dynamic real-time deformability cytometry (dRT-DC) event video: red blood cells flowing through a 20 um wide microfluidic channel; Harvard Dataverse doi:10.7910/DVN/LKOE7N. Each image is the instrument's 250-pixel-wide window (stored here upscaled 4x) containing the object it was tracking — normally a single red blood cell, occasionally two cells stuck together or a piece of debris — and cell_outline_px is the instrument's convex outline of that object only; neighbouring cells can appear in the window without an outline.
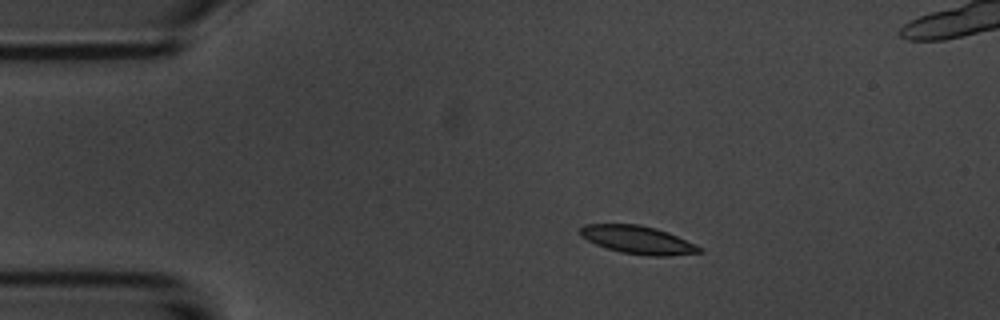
{"species": "common noctule bat (a hibernating species)", "species_latin": "Nyctalus noctula", "temperature_condition": "room temperature", "stored_images_in_passage": 8, "camera_frame_rate_fps": 3000, "um_per_image_px": 0.085, "animal": {"sex": "male", "body_mass_g": 20.1, "forearm_length_mm": 53.5}, "frame": {"image": 1, "passage_image": 4, "time_ms": 3.333, "image_size_px": [1000, 320], "cell_outline_px": [[704, 252], [668, 256], [648, 256], [624, 252], [608, 248], [596, 244], [580, 236], [580, 228], [584, 224], [640, 224], [656, 228], [668, 232], [696, 244], [704, 248]], "centroid_in_image_um": [54.27, 20.38], "position_along_channel_um": 30.7, "area_um2": 19.48}}
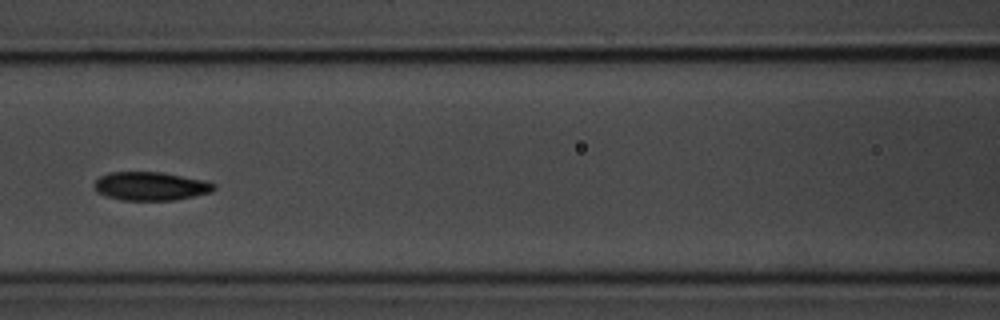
{"frame": {"image": 2, "passage_image": 8, "time_ms": 8.0, "image_size_px": [1000, 320], "cell_outline_px": [[216, 188], [212, 192], [176, 200], [120, 200], [96, 192], [96, 180], [100, 176], [108, 172], [160, 172], [204, 180], [216, 184]], "centroid_in_image_um": [12.83, 15.82], "position_along_channel_um": 153.8, "area_um2": 19.83}}